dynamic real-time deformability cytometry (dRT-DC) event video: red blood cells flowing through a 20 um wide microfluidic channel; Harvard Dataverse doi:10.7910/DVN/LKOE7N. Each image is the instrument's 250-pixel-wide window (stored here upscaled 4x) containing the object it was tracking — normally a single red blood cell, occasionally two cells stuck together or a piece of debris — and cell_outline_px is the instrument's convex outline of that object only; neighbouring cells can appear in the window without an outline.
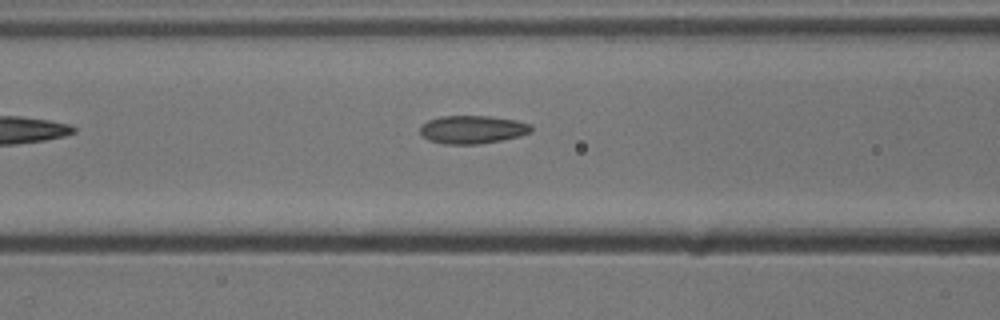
{"species": "common noctule bat (a hibernating species)", "species_latin": "Nyctalus noctula", "temperature_condition": "cold", "stored_images_in_passage": 3, "camera_frame_rate_fps": 3000, "um_per_image_px": 0.085, "animal": {"sex": "male", "body_mass_g": 13.3}, "frame": {"image": 1, "passage_image": 3, "time_ms": 0.667, "image_size_px": [1000, 320], "cell_outline_px": [[532, 132], [520, 136], [480, 144], [444, 144], [428, 140], [420, 136], [420, 124], [428, 120], [440, 116], [492, 116], [516, 120], [528, 124], [532, 128]], "centroid_in_image_um": [40.11, 11.01], "position_along_channel_um": 126.5, "area_um2": 18.38}}